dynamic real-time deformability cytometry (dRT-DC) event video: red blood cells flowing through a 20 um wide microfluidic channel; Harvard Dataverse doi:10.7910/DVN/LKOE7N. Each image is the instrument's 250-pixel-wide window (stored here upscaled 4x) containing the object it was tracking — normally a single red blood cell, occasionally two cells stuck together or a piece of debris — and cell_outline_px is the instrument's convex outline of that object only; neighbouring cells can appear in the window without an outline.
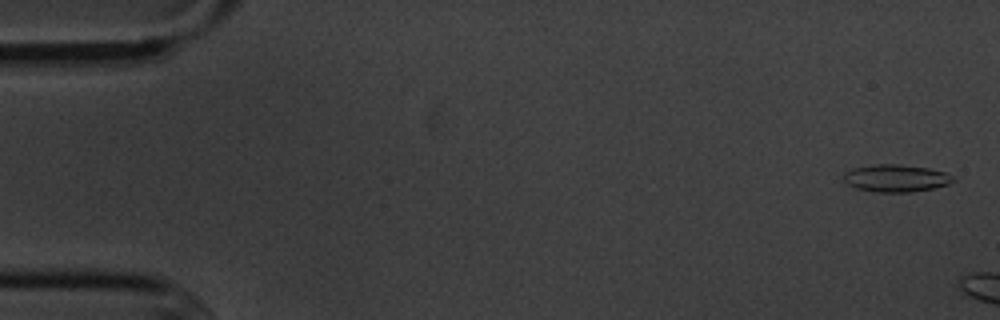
{"species": "common noctule bat (a hibernating species)", "species_latin": "Nyctalus noctula", "temperature_condition": "cold", "stored_images_in_passage": 3, "camera_frame_rate_fps": 3000, "um_per_image_px": 0.085, "animal": {"sex": "male", "body_mass_g": 20.1, "forearm_length_mm": 53.5}, "frame": {"image": 1, "passage_image": 1, "time_ms": 0.0, "image_size_px": [1000, 320], "cell_outline_px": [[956, 180], [948, 184], [932, 188], [912, 192], [876, 192], [856, 188], [848, 184], [844, 180], [844, 172], [856, 168], [876, 164], [896, 164], [928, 168], [944, 172], [952, 176]], "centroid_in_image_um": [76.16, 15.15], "position_along_channel_um": 8.8, "area_um2": 17.22}}